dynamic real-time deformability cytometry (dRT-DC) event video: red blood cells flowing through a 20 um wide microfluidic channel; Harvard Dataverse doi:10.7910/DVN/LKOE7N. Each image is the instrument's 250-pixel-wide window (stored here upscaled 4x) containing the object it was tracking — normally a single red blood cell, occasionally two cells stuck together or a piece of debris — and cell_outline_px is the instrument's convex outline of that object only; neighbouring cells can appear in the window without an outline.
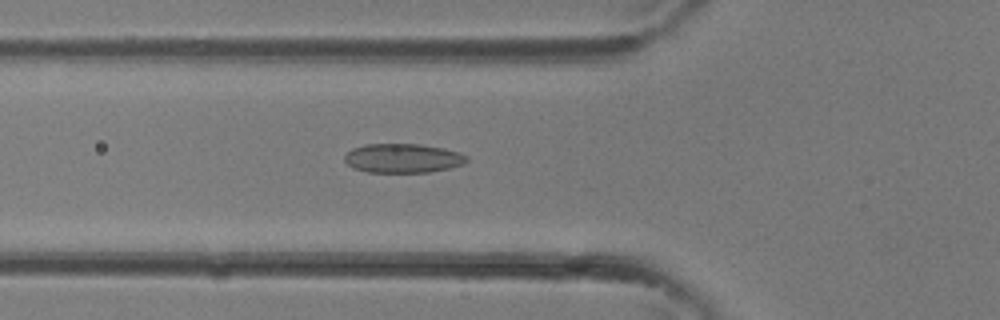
{"species": "common noctule bat (a hibernating species)", "species_latin": "Nyctalus noctula", "temperature_condition": "room temperature", "stored_images_in_passage": 34, "camera_frame_rate_fps": 3000, "um_per_image_px": 0.085, "animal": {"sex": "female"}, "frame": {"image": 1, "passage_image": 12, "time_ms": 3.667, "image_size_px": [1000, 320], "cell_outline_px": [[468, 160], [464, 164], [448, 168], [428, 172], [368, 172], [352, 168], [344, 160], [344, 156], [352, 148], [364, 144], [420, 144], [444, 148], [460, 152], [468, 156]], "centroid_in_image_um": [34.24, 13.44], "position_along_channel_um": 91.6, "area_um2": 20.87}}
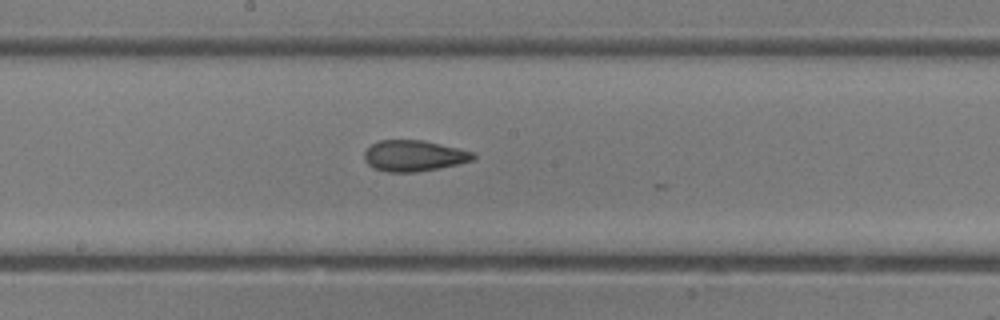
{"frame": {"image": 2, "passage_image": 18, "time_ms": 5.667, "image_size_px": [1000, 320], "cell_outline_px": [[476, 156], [472, 160], [440, 168], [416, 172], [388, 172], [372, 168], [364, 160], [364, 152], [372, 144], [380, 140], [424, 140], [476, 152]], "centroid_in_image_um": [35.18, 13.24], "position_along_channel_um": 213.0, "area_um2": 19.77}}
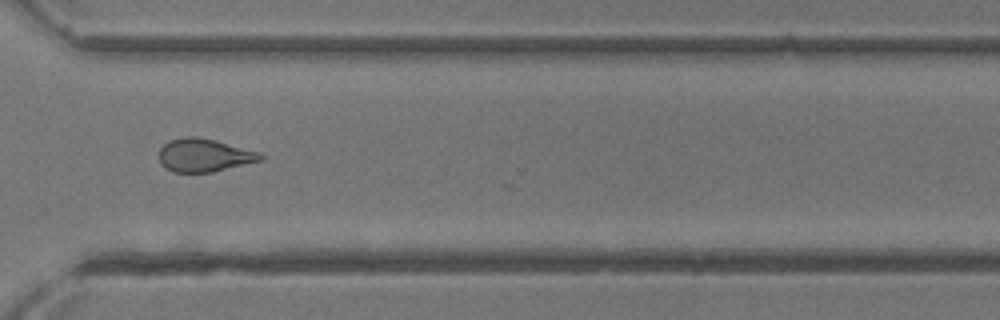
{"frame": {"image": 3, "passage_image": 25, "time_ms": 8.0, "image_size_px": [1000, 320], "cell_outline_px": [[264, 160], [212, 172], [172, 172], [164, 168], [160, 164], [160, 148], [168, 140], [184, 136], [196, 136], [216, 140], [260, 152], [264, 156]], "centroid_in_image_um": [17.36, 13.19], "position_along_channel_um": 353.2, "area_um2": 19.83}}